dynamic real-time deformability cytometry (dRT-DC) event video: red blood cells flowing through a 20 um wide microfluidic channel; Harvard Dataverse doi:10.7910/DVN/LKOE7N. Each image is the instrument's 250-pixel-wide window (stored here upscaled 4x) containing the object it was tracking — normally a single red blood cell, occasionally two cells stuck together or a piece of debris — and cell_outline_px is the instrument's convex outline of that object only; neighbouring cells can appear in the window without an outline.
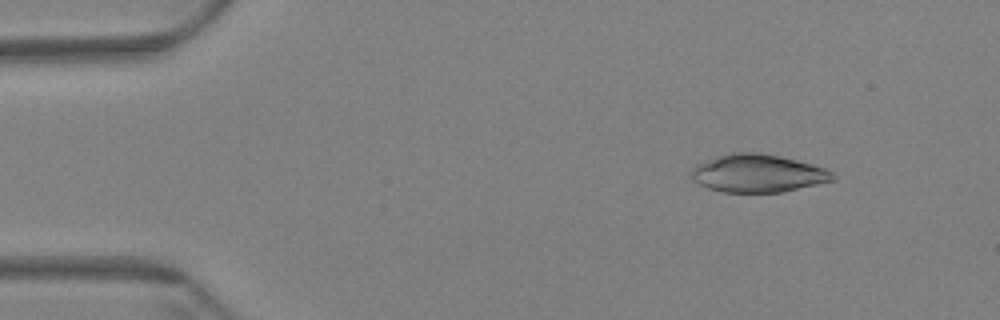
{"species": "Egyptian fruit bat (a non-hibernating species)", "species_latin": "Rousettus aegyptiacus", "temperature_condition": "warm", "stored_images_in_passage": 58, "camera_frame_rate_fps": 3000, "um_per_image_px": 0.085, "animal": {"sex": "female"}, "frame": {"image": 1, "passage_image": 7, "time_ms": 2.0, "image_size_px": [1000, 320], "cell_outline_px": [[836, 180], [784, 192], [720, 192], [708, 188], [692, 180], [688, 172], [696, 164], [716, 156], [732, 152], [756, 152], [780, 156], [812, 164], [824, 168], [832, 172], [836, 176]], "centroid_in_image_um": [64.39, 14.73], "position_along_channel_um": 20.6, "area_um2": 31.56}}
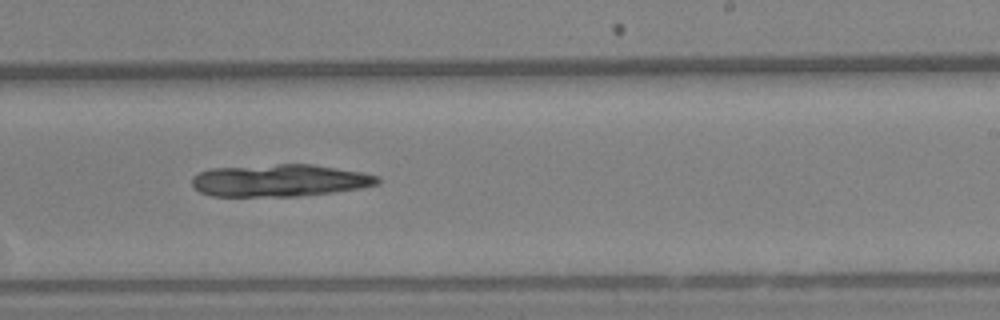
{"frame": {"image": 2, "passage_image": 36, "time_ms": 11.667, "image_size_px": [1000, 320], "cell_outline_px": [[380, 180], [376, 184], [360, 188], [332, 192], [296, 196], [212, 196], [200, 192], [192, 184], [192, 176], [200, 172], [212, 168], [280, 164], [312, 164], [360, 172], [376, 176]], "centroid_in_image_um": [23.73, 15.34], "position_along_channel_um": 265.3, "area_um2": 34.51}}
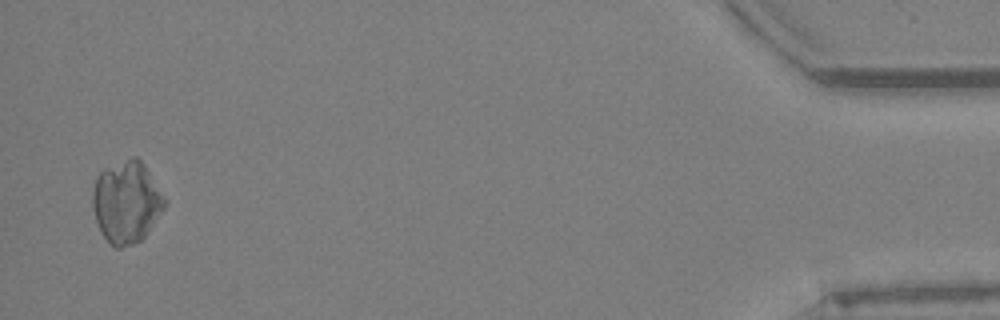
{"frame": {"image": 3, "passage_image": 57, "time_ms": 18.667, "image_size_px": [1000, 320], "cell_outline_px": [[168, 200], [164, 208], [148, 232], [140, 240], [132, 244], [120, 248], [116, 248], [104, 236], [96, 220], [92, 208], [92, 192], [96, 176], [104, 168], [132, 156], [136, 156], [144, 164]], "centroid_in_image_um": [10.76, 17.14], "position_along_channel_um": 424.4, "area_um2": 34.45}}